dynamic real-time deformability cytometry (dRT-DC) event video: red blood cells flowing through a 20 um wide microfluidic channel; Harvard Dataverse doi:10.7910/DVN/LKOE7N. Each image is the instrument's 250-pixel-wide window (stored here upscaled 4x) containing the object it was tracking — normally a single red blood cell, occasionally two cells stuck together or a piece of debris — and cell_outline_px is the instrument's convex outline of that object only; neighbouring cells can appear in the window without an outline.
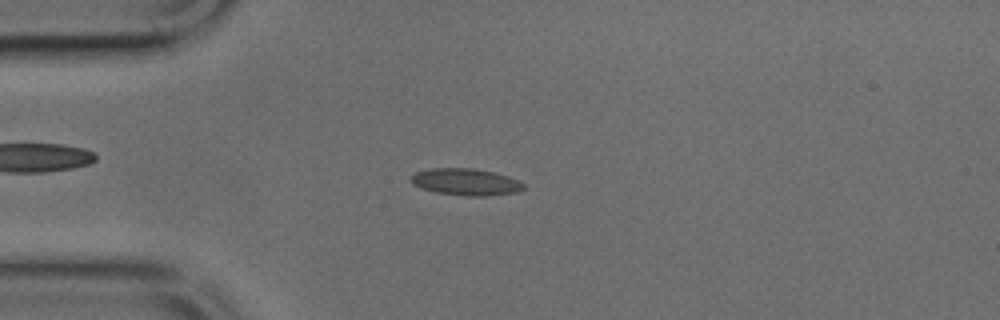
{"species": "common noctule bat (a hibernating species)", "species_latin": "Nyctalus noctula", "temperature_condition": "cold", "stored_images_in_passage": 43, "camera_frame_rate_fps": 3000, "um_per_image_px": 0.085, "animal": {"sex": "male", "body_mass_g": 17.9, "forearm_length_mm": 54.2}, "frame": {"image": 1, "passage_image": 7, "time_ms": 2.0, "image_size_px": [1000, 320], "cell_outline_px": [[524, 188], [516, 192], [484, 196], [468, 196], [436, 192], [420, 188], [412, 184], [408, 180], [416, 172], [432, 168], [472, 168], [492, 172], [508, 176], [524, 184]], "centroid_in_image_um": [39.54, 15.46], "position_along_channel_um": 45.5, "area_um2": 17.46}}
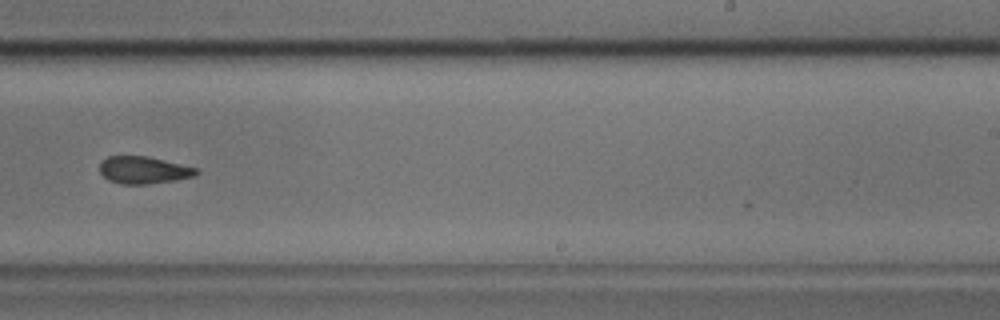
{"frame": {"image": 2, "passage_image": 25, "time_ms": 8.0, "image_size_px": [1000, 320], "cell_outline_px": [[200, 172], [196, 176], [176, 180], [148, 184], [120, 184], [108, 180], [100, 172], [100, 160], [108, 156], [148, 156], [200, 168]], "centroid_in_image_um": [12.25, 14.45], "position_along_channel_um": 276.8, "area_um2": 15.66}}